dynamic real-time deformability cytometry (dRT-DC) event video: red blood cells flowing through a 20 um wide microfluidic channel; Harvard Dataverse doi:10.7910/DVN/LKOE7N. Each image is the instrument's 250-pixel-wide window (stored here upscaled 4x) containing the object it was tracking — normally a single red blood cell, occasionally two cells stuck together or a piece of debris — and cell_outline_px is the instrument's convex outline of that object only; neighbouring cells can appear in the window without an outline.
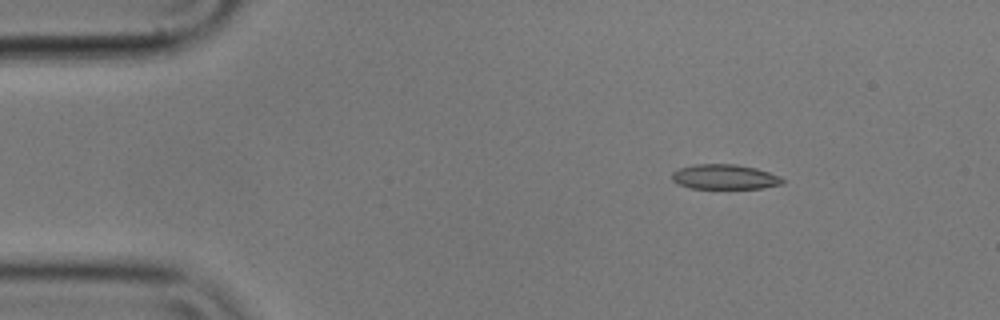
{"species": "common noctule bat (a hibernating species)", "species_latin": "Nyctalus noctula", "temperature_condition": "cold", "stored_images_in_passage": 5, "camera_frame_rate_fps": 3000, "um_per_image_px": 0.085, "animal": {"sex": "male", "body_mass_g": 17.9}, "frame": {"image": 1, "passage_image": 2, "time_ms": 0.333, "image_size_px": [1000, 320], "cell_outline_px": [[784, 184], [764, 188], [692, 188], [680, 184], [672, 180], [672, 172], [680, 168], [696, 164], [736, 164], [756, 168], [780, 176], [784, 180]], "centroid_in_image_um": [61.63, 15.03], "position_along_channel_um": 23.4, "area_um2": 15.95}}
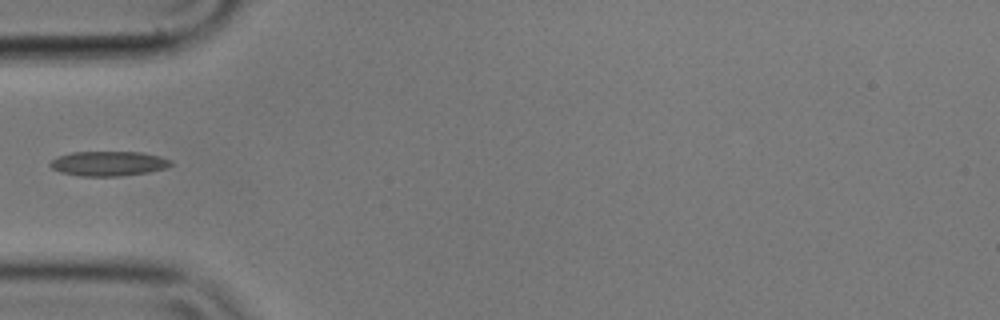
{"frame": {"image": 2, "passage_image": 5, "time_ms": 1.333, "image_size_px": [1000, 320], "cell_outline_px": [[172, 164], [164, 168], [148, 172], [120, 176], [80, 176], [60, 172], [52, 168], [48, 164], [52, 160], [60, 156], [72, 152], [140, 152], [160, 156], [172, 160]], "centroid_in_image_um": [9.22, 13.9], "position_along_channel_um": 75.8, "area_um2": 17.28}}